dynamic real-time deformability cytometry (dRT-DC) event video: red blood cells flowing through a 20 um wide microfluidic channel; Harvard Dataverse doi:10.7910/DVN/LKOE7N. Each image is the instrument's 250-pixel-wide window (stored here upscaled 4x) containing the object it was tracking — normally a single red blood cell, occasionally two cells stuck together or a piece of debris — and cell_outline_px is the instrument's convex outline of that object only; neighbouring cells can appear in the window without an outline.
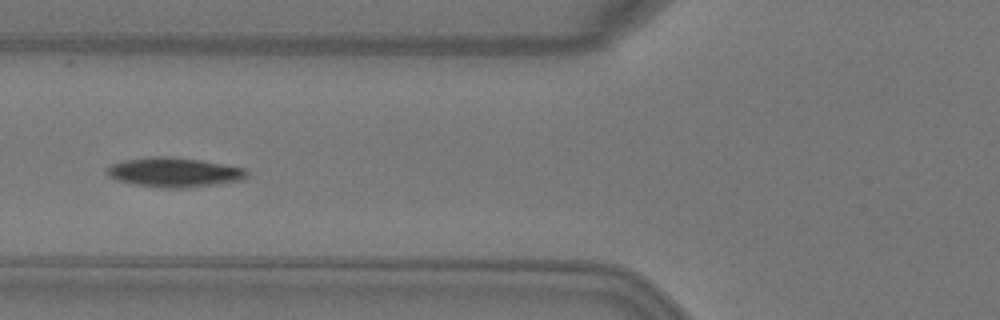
{"species": "Egyptian fruit bat (a non-hibernating species)", "species_latin": "Rousettus aegyptiacus", "temperature_condition": "warm", "stored_images_in_passage": 4, "camera_frame_rate_fps": 3000, "um_per_image_px": 0.085, "animal": {"sex": "female"}, "frame": {"image": 1, "passage_image": 4, "time_ms": 1.0, "image_size_px": [1000, 320], "cell_outline_px": [[248, 176], [244, 180], [216, 184], [184, 188], [164, 188], [132, 184], [116, 180], [108, 176], [104, 172], [104, 168], [112, 164], [124, 160], [152, 156], [164, 156], [200, 160], [244, 168], [248, 172]], "centroid_in_image_um": [14.76, 14.65], "position_along_channel_um": 111.0, "area_um2": 24.22}}